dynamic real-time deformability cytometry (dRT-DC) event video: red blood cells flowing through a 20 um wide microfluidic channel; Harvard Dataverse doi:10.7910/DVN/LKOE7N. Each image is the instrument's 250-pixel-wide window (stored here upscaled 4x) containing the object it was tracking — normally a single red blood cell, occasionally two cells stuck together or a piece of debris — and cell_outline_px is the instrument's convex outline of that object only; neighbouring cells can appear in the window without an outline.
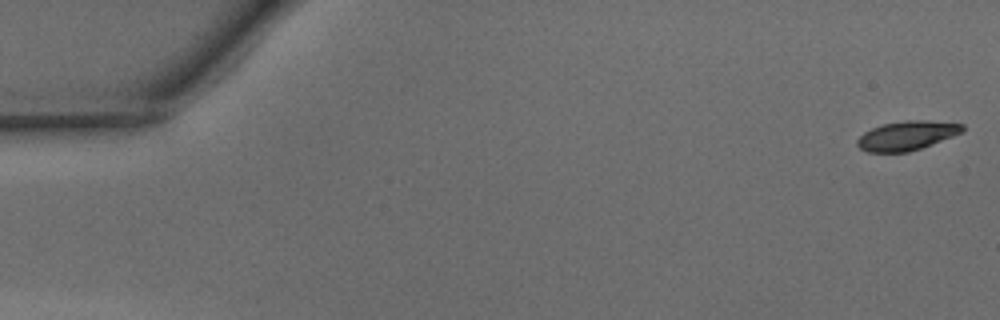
{"species": "common noctule bat (a hibernating species)", "species_latin": "Nyctalus noctula", "temperature_condition": "warm", "stored_images_in_passage": 49, "camera_frame_rate_fps": 3000, "um_per_image_px": 0.085, "animal": {"sex": "male", "body_mass_g": 15.6}, "frame": {"image": 1, "passage_image": 1, "time_ms": 0.0, "image_size_px": [1000, 320], "cell_outline_px": [[964, 132], [920, 148], [908, 152], [868, 152], [860, 148], [856, 144], [856, 140], [864, 132], [872, 128], [884, 124], [904, 120], [928, 120], [964, 124]], "centroid_in_image_um": [77.09, 11.52], "position_along_channel_um": 7.9, "area_um2": 17.86}}
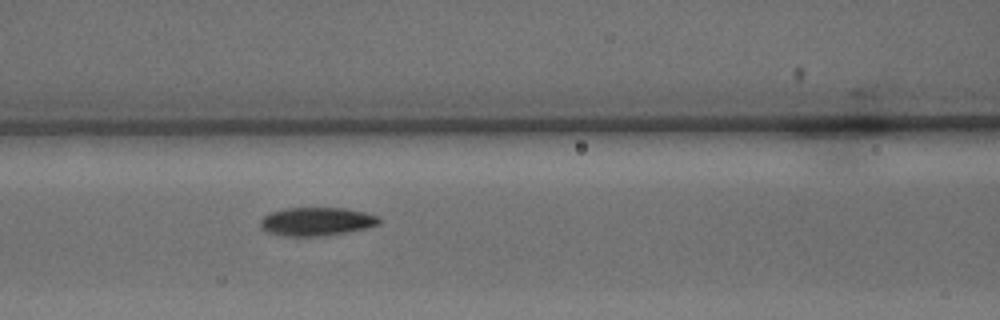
{"frame": {"image": 2, "passage_image": 21, "time_ms": 6.667, "image_size_px": [1000, 320], "cell_outline_px": [[380, 224], [368, 228], [348, 232], [320, 236], [288, 236], [268, 232], [260, 228], [260, 220], [264, 216], [272, 212], [288, 208], [344, 208], [364, 212], [380, 216]], "centroid_in_image_um": [26.95, 18.83], "position_along_channel_um": 139.7, "area_um2": 19.65}}
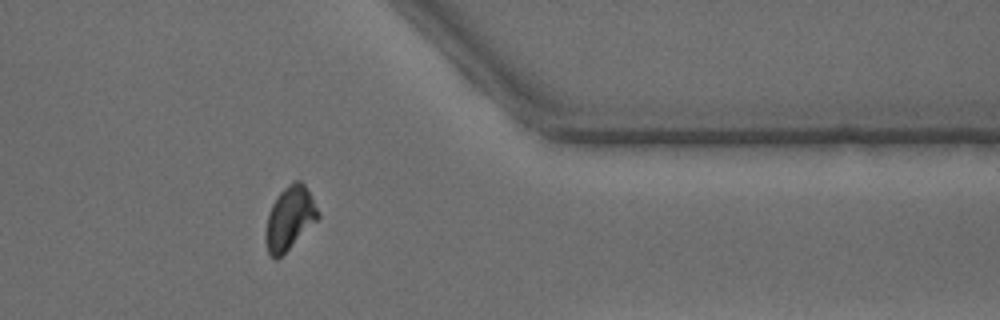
{"frame": {"image": 3, "passage_image": 40, "time_ms": 13.0, "image_size_px": [1000, 320], "cell_outline_px": [[320, 216], [276, 260], [268, 252], [264, 240], [264, 232], [268, 212], [272, 204], [280, 192], [292, 180], [300, 180], [304, 184], [312, 196], [320, 212]], "centroid_in_image_um": [24.59, 18.5], "position_along_channel_um": 386.8, "area_um2": 19.13}, "authors_computed_cell_mechanics": {"area_um2": 19.1318, "velocity_mm_per_s": 4.1414, "shape_relaxation_time_tau1_ms": 2.4597, "shape_relaxation_time_tau2_ms": 3.7482, "deformation_change_tau1": 0.1294, "deformation_change_tau2": 0.0785}}